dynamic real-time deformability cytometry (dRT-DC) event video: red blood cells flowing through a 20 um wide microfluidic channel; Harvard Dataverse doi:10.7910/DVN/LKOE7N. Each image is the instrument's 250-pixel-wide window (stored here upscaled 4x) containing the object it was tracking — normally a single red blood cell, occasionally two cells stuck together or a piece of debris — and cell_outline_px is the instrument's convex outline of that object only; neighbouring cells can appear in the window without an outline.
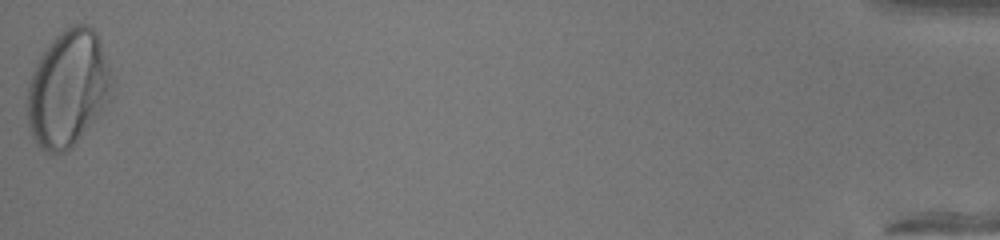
{"species": "human", "species_latin": "Homo sapiens", "temperature_condition": "warm", "stored_images_in_passage": 47, "segment_of_instrument_passage": [2, 2], "camera_frame_rate_fps": 3000, "um_per_image_px": 0.085, "donor": {"sex": "female"}, "frame": {"image": 1, "passage_image": 47, "time_ms": 15.333, "image_size_px": [1000, 240], "cell_outline_px": [[116, 84], [112, 100], [76, 144], [64, 152], [52, 156], [44, 152], [36, 144], [32, 136], [28, 124], [28, 88], [32, 72], [40, 56], [52, 40], [64, 28], [72, 24], [88, 24], [96, 32], [100, 40]], "centroid_in_image_um": [5.84, 7.56], "position_along_channel_um": 429.4, "area_um2": 58.61}}